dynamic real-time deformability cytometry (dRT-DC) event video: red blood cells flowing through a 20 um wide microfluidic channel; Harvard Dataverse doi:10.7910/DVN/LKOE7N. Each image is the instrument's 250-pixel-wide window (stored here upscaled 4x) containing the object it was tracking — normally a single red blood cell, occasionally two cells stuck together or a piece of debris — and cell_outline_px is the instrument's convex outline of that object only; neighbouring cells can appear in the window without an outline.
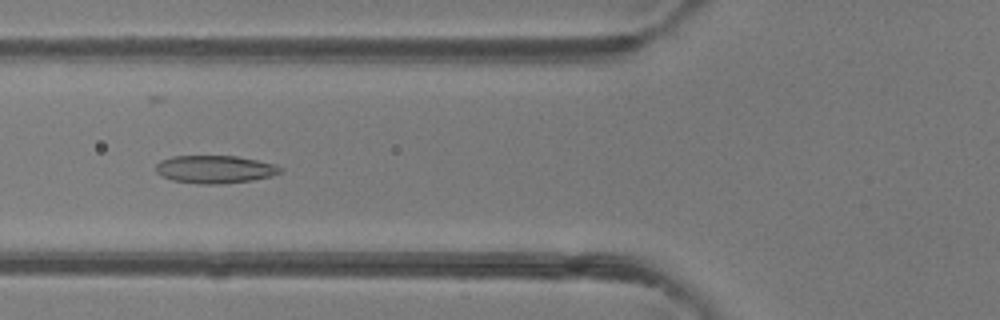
{"species": "common noctule bat (a hibernating species)", "species_latin": "Nyctalus noctula", "temperature_condition": "room temperature", "stored_images_in_passage": 7, "camera_frame_rate_fps": 3000, "um_per_image_px": 0.085, "animal": {"sex": "female"}, "frame": {"image": 1, "passage_image": 5, "time_ms": 5.333, "image_size_px": [1000, 320], "cell_outline_px": [[284, 168], [280, 172], [272, 176], [252, 180], [220, 184], [200, 184], [172, 180], [160, 176], [156, 172], [156, 164], [160, 160], [172, 156], [236, 156], [276, 164]], "centroid_in_image_um": [18.25, 14.39], "position_along_channel_um": 107.5, "area_um2": 20.29}}